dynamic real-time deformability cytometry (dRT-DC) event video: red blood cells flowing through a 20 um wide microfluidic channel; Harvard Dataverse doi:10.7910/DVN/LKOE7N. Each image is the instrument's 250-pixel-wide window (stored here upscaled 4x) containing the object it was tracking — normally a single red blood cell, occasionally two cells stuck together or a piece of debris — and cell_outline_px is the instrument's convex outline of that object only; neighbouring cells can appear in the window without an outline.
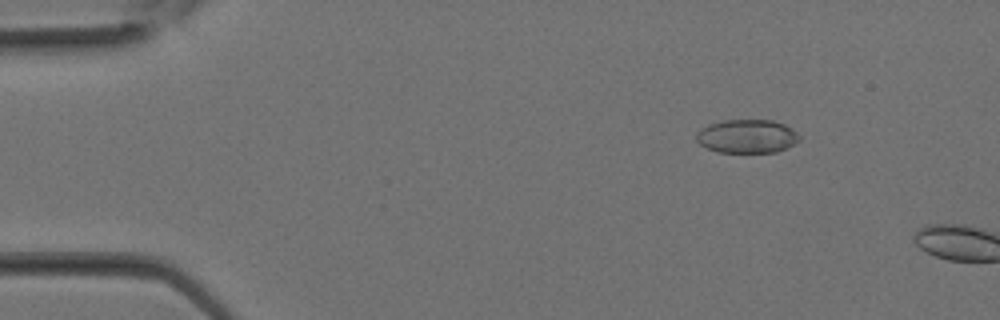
{"species": "Egyptian fruit bat (a non-hibernating species)", "species_latin": "Rousettus aegyptiacus", "temperature_condition": "room temperature", "stored_images_in_passage": 4, "camera_frame_rate_fps": 3000, "um_per_image_px": 0.085, "animal": {"sex": "female"}, "frame": {"image": 1, "passage_image": 2, "time_ms": 0.333, "image_size_px": [1000, 320], "cell_outline_px": [[800, 140], [776, 152], [720, 152], [708, 148], [700, 144], [696, 140], [696, 132], [700, 128], [708, 124], [724, 120], [772, 120], [784, 124], [792, 128], [800, 136]], "centroid_in_image_um": [63.47, 11.57], "position_along_channel_um": 21.5, "area_um2": 20.11}}